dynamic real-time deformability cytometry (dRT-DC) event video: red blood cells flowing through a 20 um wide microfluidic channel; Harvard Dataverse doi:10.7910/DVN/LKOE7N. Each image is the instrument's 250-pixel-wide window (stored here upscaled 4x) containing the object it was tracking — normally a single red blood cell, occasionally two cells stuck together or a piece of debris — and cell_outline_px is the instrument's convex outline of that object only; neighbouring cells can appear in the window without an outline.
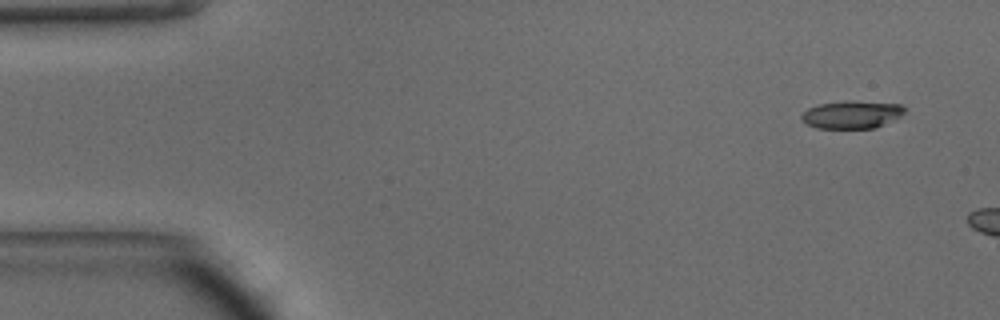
{"species": "common noctule bat (a hibernating species)", "species_latin": "Nyctalus noctula", "temperature_condition": "warm", "stored_images_in_passage": 4, "camera_frame_rate_fps": 3000, "um_per_image_px": 0.085, "animal": {"sex": "male", "body_mass_g": 15.6}, "frame": {"image": 1, "passage_image": 1, "time_ms": 0.0, "image_size_px": [1000, 320], "cell_outline_px": [[904, 112], [900, 116], [876, 128], [816, 128], [808, 124], [800, 116], [808, 108], [816, 104], [844, 100], [852, 100], [900, 104], [904, 108]], "centroid_in_image_um": [72.38, 9.72], "position_along_channel_um": 12.6, "area_um2": 16.7}}